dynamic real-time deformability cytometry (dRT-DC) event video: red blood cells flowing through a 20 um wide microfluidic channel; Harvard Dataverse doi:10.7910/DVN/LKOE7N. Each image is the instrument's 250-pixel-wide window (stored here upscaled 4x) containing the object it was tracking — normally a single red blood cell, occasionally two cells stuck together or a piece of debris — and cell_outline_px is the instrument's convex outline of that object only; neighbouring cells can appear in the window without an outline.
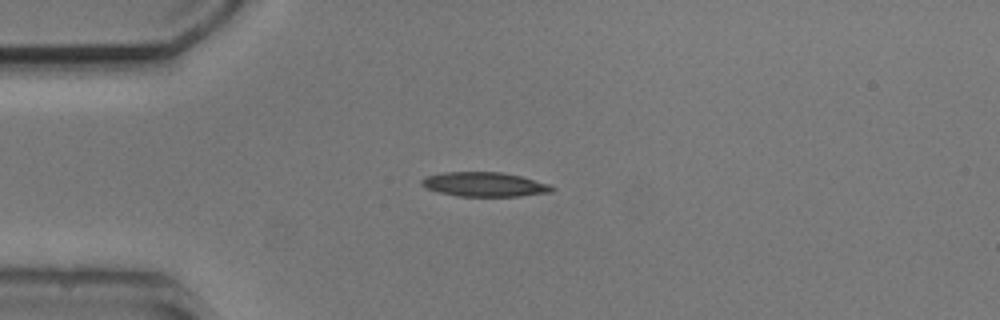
{"species": "common noctule bat (a hibernating species)", "species_latin": "Nyctalus noctula", "temperature_condition": "cold", "stored_images_in_passage": 2, "camera_frame_rate_fps": 3000, "um_per_image_px": 0.085, "animal": {"sex": "male", "body_mass_g": 20.5, "forearm_length_mm": 52.5}, "frame": {"image": 1, "passage_image": 1, "time_ms": 0.0, "image_size_px": [1000, 320], "cell_outline_px": [[556, 188], [552, 192], [520, 196], [456, 196], [440, 192], [428, 188], [420, 184], [420, 180], [424, 176], [444, 172], [500, 172], [520, 176], [548, 184]], "centroid_in_image_um": [41.16, 15.67], "position_along_channel_um": 43.8, "area_um2": 18.44}}
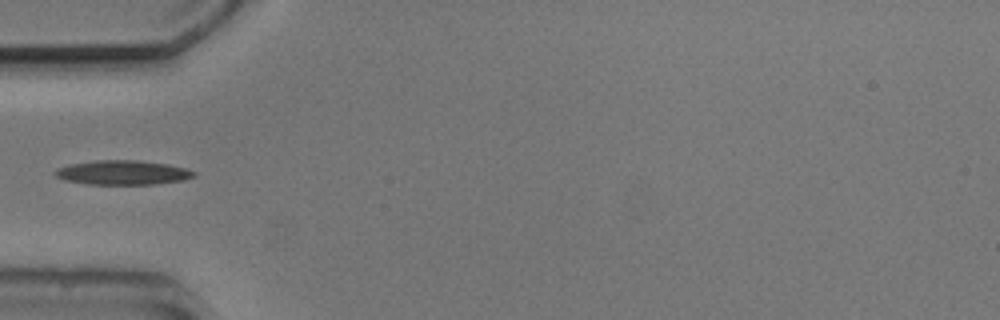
{"frame": {"image": 2, "passage_image": 2, "time_ms": 1.333, "image_size_px": [1000, 320], "cell_outline_px": [[196, 176], [184, 180], [152, 184], [88, 184], [64, 180], [56, 176], [52, 172], [56, 168], [68, 164], [96, 160], [136, 160], [168, 164], [184, 168], [196, 172]], "centroid_in_image_um": [10.39, 14.66], "position_along_channel_um": 74.6, "area_um2": 19.77}}